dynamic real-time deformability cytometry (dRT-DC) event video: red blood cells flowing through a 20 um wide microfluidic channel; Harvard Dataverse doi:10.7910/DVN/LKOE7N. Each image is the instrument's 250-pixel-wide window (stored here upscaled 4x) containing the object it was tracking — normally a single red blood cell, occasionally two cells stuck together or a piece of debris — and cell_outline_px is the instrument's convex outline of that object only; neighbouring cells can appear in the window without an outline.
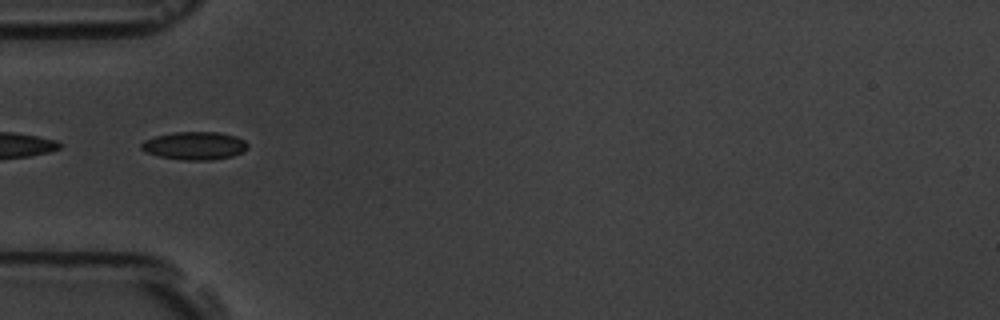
{"species": "common noctule bat (a hibernating species)", "species_latin": "Nyctalus noctula", "temperature_condition": "room temperature", "stored_images_in_passage": 6, "camera_frame_rate_fps": 3000, "um_per_image_px": 0.085, "animal": {"sex": "male", "body_mass_g": 19.5, "forearm_length_mm": 54.6}, "frame": {"image": 1, "passage_image": 1, "time_ms": 0.0, "image_size_px": [1000, 320], "cell_outline_px": [[248, 148], [244, 152], [232, 156], [212, 160], [184, 160], [160, 156], [144, 152], [140, 148], [140, 144], [144, 140], [156, 136], [172, 132], [220, 132], [236, 136], [244, 140], [248, 144]], "centroid_in_image_um": [16.55, 12.38], "position_along_channel_um": 68.4, "area_um2": 17.51}}
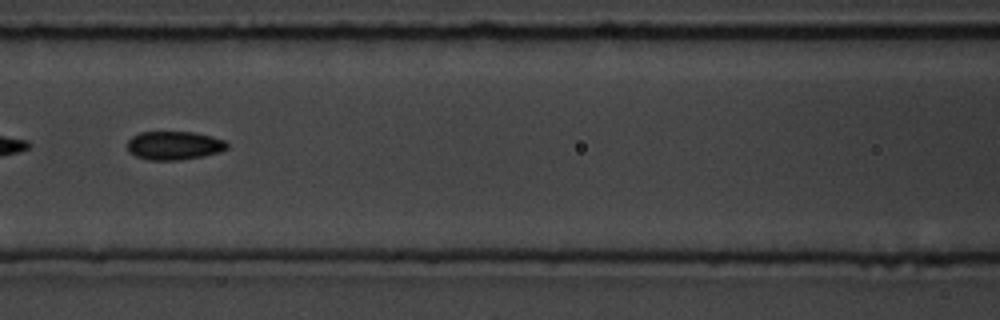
{"frame": {"image": 2, "passage_image": 3, "time_ms": 2.333, "image_size_px": [1000, 320], "cell_outline_px": [[228, 148], [220, 152], [204, 156], [180, 160], [148, 160], [136, 156], [128, 152], [128, 140], [132, 136], [140, 132], [192, 132], [212, 136], [224, 140], [228, 144]], "centroid_in_image_um": [14.8, 12.37], "position_along_channel_um": 151.8, "area_um2": 16.7}}
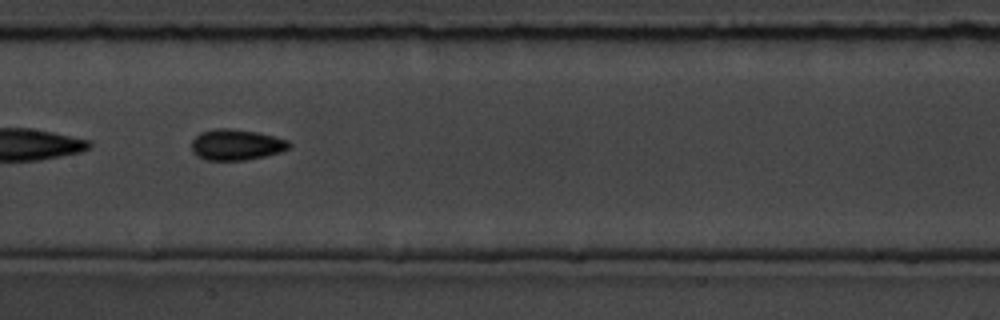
{"frame": {"image": 3, "passage_image": 4, "time_ms": 3.333, "image_size_px": [1000, 320], "cell_outline_px": [[292, 144], [288, 148], [280, 152], [264, 156], [244, 160], [208, 160], [196, 156], [192, 152], [192, 140], [200, 132], [216, 128], [228, 128], [260, 132], [288, 140]], "centroid_in_image_um": [20.08, 12.29], "position_along_channel_um": 187.3, "area_um2": 17.63}}